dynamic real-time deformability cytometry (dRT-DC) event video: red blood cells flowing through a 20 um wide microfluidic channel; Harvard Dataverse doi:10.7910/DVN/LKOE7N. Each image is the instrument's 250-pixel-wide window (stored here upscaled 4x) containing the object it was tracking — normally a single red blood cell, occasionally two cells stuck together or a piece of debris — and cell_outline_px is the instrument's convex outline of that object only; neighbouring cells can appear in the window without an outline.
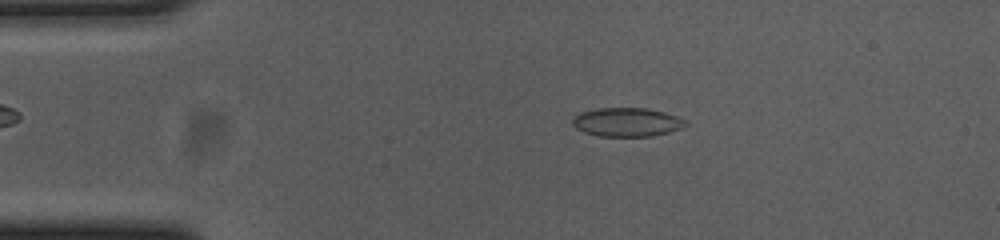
{"species": "common noctule bat (a hibernating species)", "species_latin": "Nyctalus noctula", "temperature_condition": "cold", "stored_images_in_passage": 53, "camera_frame_rate_fps": 3000, "um_per_image_px": 0.085, "animal": {"sex": "female", "body_mass_g": 23.0, "forearm_length_mm": 53.4}, "frame": {"image": 1, "passage_image": 9, "time_ms": 2.667, "image_size_px": [1000, 240], "cell_outline_px": [[688, 124], [680, 128], [668, 132], [652, 136], [600, 136], [584, 132], [576, 128], [572, 124], [572, 120], [580, 112], [596, 108], [644, 108], [664, 112], [676, 116], [684, 120]], "centroid_in_image_um": [53.26, 10.38], "position_along_channel_um": 31.7, "area_um2": 18.79}}
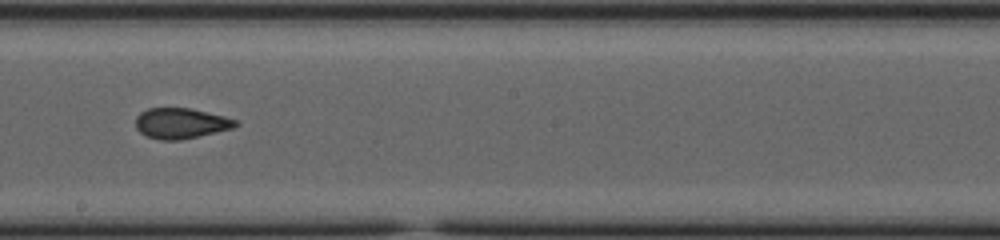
{"frame": {"image": 2, "passage_image": 29, "time_ms": 9.333, "image_size_px": [1000, 240], "cell_outline_px": [[240, 124], [232, 128], [180, 140], [160, 140], [148, 136], [140, 132], [136, 128], [136, 116], [140, 112], [148, 108], [192, 108], [224, 116], [236, 120]], "centroid_in_image_um": [15.36, 10.47], "position_along_channel_um": 232.8, "area_um2": 17.69}}
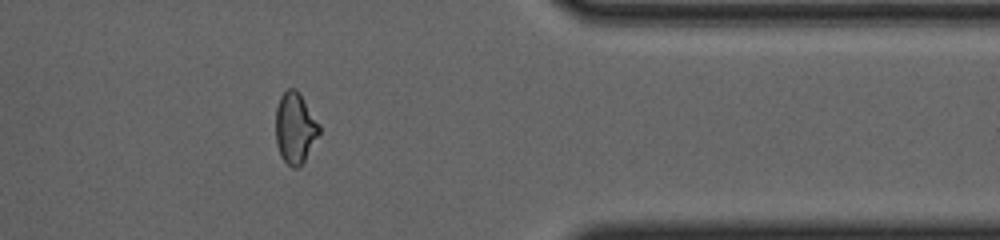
{"frame": {"image": 3, "passage_image": 43, "time_ms": 14.0, "image_size_px": [1000, 240], "cell_outline_px": [[320, 132], [300, 168], [292, 168], [280, 156], [276, 144], [276, 108], [280, 96], [288, 88], [296, 88], [300, 92], [320, 124]], "centroid_in_image_um": [25.08, 10.87], "position_along_channel_um": 386.3, "area_um2": 18.21}, "authors_computed_cell_mechanics": {"area_um2": 18.3804, "velocity_mm_per_s": 3.6871, "shape_relaxation_time_tau1_ms": null, "shape_relaxation_time_tau2_ms": 1.3233, "deformation_change_tau1": null, "deformation_change_tau2": 0.0768}}